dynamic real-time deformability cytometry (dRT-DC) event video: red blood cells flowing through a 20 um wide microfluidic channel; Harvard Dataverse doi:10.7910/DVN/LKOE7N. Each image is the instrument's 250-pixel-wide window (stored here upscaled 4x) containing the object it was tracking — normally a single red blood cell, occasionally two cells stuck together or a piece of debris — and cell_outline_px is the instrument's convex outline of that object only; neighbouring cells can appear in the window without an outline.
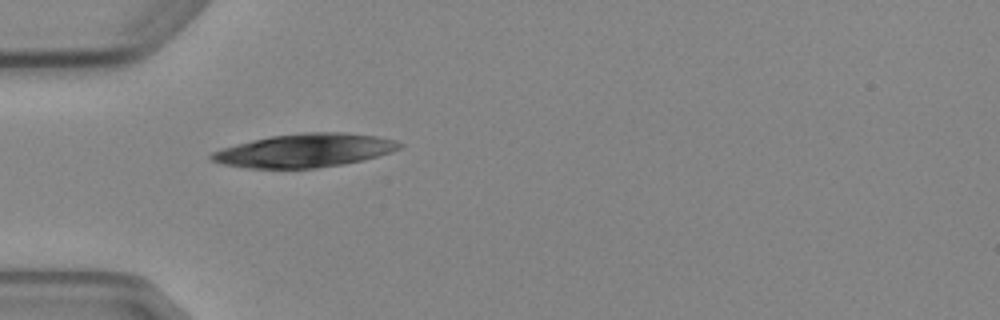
{"species": "Egyptian fruit bat (a non-hibernating species)", "species_latin": "Rousettus aegyptiacus", "temperature_condition": "cold", "stored_images_in_passage": 1, "camera_frame_rate_fps": 3000, "um_per_image_px": 0.085, "animal": {"sex": "female"}, "frame": {"image": 1, "passage_image": 1, "time_ms": 0.0, "image_size_px": [1000, 320], "cell_outline_px": [[404, 144], [400, 148], [392, 152], [344, 164], [316, 168], [244, 168], [220, 164], [212, 160], [208, 156], [212, 152], [236, 144], [252, 140], [272, 136], [304, 132], [344, 132], [376, 136], [396, 140]], "centroid_in_image_um": [25.89, 12.79], "position_along_channel_um": 59.1, "area_um2": 36.65}}